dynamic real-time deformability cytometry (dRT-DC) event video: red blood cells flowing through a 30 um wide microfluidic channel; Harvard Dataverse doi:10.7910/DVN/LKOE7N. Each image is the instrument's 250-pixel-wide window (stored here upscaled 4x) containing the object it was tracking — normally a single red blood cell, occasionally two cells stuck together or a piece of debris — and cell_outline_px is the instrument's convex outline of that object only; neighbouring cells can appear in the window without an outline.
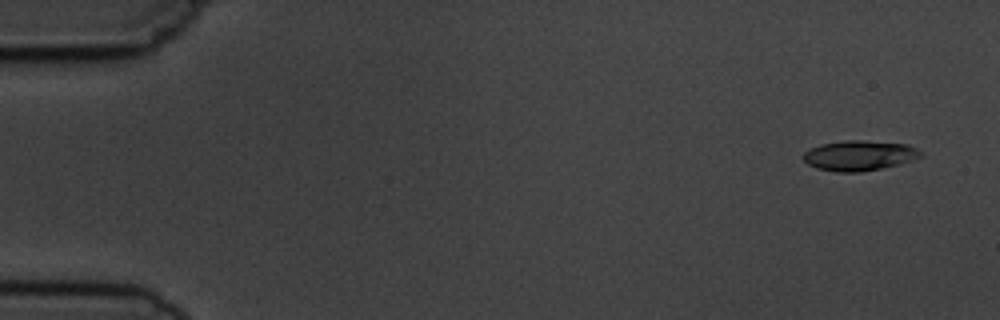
{"species": "common noctule bat (a hibernating species)", "species_latin": "Nyctalus noctula", "temperature_condition": "cold", "stored_images_in_passage": 6, "camera_frame_rate_fps": 3000, "um_per_image_px": 0.085, "animal": {"sex": "male", "body_mass_g": 19.5, "forearm_length_mm": 54.6}, "frame": {"image": 1, "passage_image": 1, "time_ms": 0.0, "image_size_px": [1000, 320], "cell_outline_px": [[924, 156], [912, 160], [880, 168], [860, 172], [836, 172], [816, 168], [808, 164], [804, 160], [804, 152], [820, 144], [844, 140], [860, 140], [908, 144], [924, 152]], "centroid_in_image_um": [73.06, 13.21], "position_along_channel_um": 11.9, "area_um2": 20.58}}
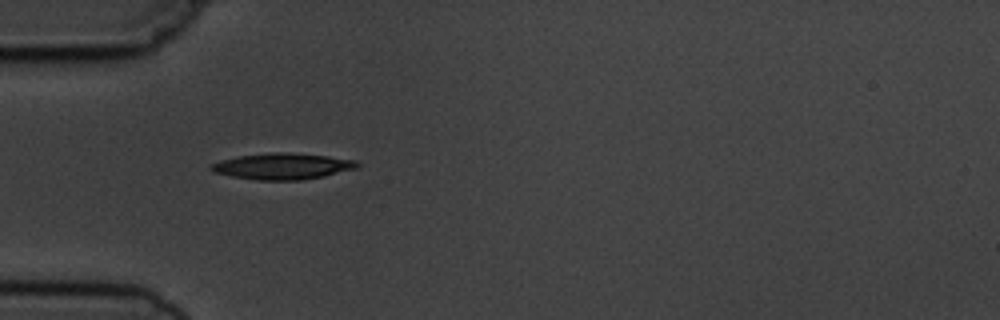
{"frame": {"image": 2, "passage_image": 5, "time_ms": 4.667, "image_size_px": [1000, 320], "cell_outline_px": [[360, 168], [324, 176], [300, 180], [256, 180], [232, 176], [212, 172], [208, 168], [212, 164], [236, 156], [272, 152], [288, 152], [328, 156], [356, 160], [360, 164]], "centroid_in_image_um": [24.05, 14.13], "position_along_channel_um": 60.9, "area_um2": 22.43}}
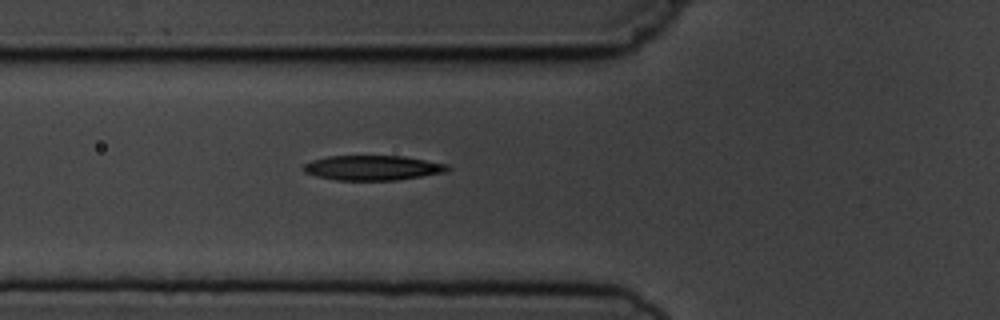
{"frame": {"image": 3, "passage_image": 6, "time_ms": 5.667, "image_size_px": [1000, 320], "cell_outline_px": [[452, 168], [444, 172], [396, 180], [336, 180], [316, 176], [304, 172], [304, 164], [312, 160], [328, 156], [404, 156], [448, 164]], "centroid_in_image_um": [31.68, 14.26], "position_along_channel_um": 94.1, "area_um2": 20.75}}